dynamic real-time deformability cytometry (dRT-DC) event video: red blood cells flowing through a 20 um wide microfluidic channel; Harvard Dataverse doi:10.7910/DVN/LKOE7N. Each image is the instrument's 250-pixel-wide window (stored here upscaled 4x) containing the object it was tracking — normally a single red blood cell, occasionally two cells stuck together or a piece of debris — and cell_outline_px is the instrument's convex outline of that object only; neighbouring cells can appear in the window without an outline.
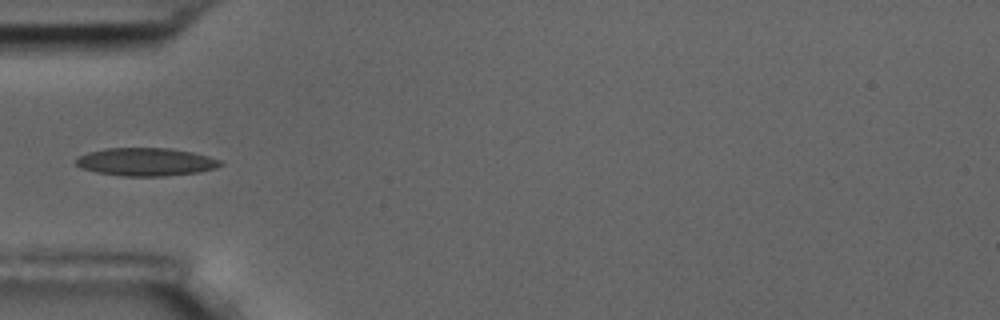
{"species": "common noctule bat (a hibernating species)", "species_latin": "Nyctalus noctula", "temperature_condition": "room temperature", "stored_images_in_passage": 6, "camera_frame_rate_fps": 3000, "um_per_image_px": 0.085, "animal": {"sex": "male", "body_mass_g": 17.5, "forearm_length_mm": 52.3}, "frame": {"image": 1, "passage_image": 4, "time_ms": 3.667, "image_size_px": [1000, 320], "cell_outline_px": [[224, 164], [216, 168], [200, 172], [164, 176], [124, 176], [96, 172], [80, 168], [72, 160], [76, 156], [88, 152], [108, 148], [168, 148], [192, 152], [208, 156], [220, 160]], "centroid_in_image_um": [12.36, 13.76], "position_along_channel_um": 72.6, "area_um2": 23.76}}